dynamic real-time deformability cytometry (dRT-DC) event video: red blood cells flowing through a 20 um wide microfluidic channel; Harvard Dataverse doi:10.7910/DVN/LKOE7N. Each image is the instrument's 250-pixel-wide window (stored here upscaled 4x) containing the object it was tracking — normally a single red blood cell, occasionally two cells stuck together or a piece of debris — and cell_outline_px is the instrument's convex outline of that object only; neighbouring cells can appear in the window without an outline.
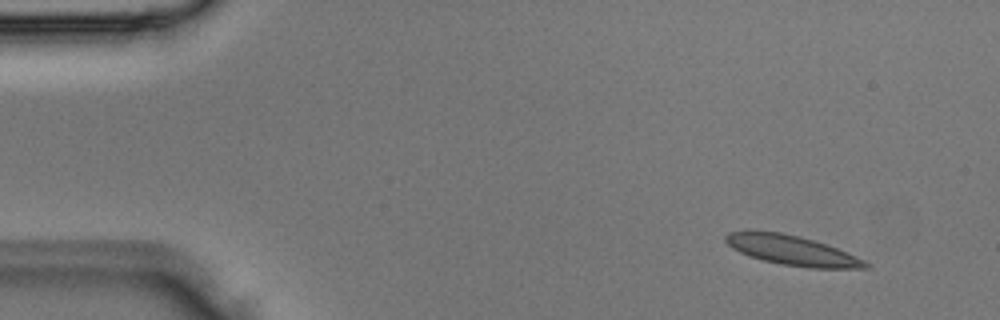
{"species": "Egyptian fruit bat (a non-hibernating species)", "species_latin": "Rousettus aegyptiacus", "temperature_condition": "room temperature", "stored_images_in_passage": 3, "camera_frame_rate_fps": 3000, "um_per_image_px": 0.085, "animal": {"sex": "male"}, "frame": {"image": 1, "passage_image": 1, "time_ms": 0.0, "image_size_px": [1000, 320], "cell_outline_px": [[872, 268], [808, 268], [780, 264], [764, 260], [740, 252], [732, 248], [724, 240], [724, 236], [728, 232], [748, 228], [780, 232], [800, 236], [836, 248], [864, 260], [872, 264]], "centroid_in_image_um": [67.25, 21.25], "position_along_channel_um": 17.7, "area_um2": 24.51}}
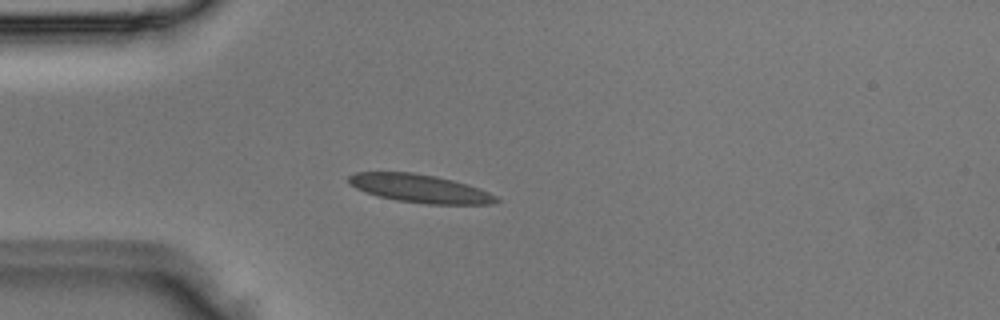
{"frame": {"image": 2, "passage_image": 3, "time_ms": 0.667, "image_size_px": [1000, 320], "cell_outline_px": [[500, 200], [492, 204], [428, 204], [396, 200], [364, 192], [356, 188], [348, 180], [348, 176], [356, 172], [412, 172], [436, 176], [468, 184], [480, 188], [496, 196]], "centroid_in_image_um": [35.71, 16.02], "position_along_channel_um": 49.3, "area_um2": 24.16}}